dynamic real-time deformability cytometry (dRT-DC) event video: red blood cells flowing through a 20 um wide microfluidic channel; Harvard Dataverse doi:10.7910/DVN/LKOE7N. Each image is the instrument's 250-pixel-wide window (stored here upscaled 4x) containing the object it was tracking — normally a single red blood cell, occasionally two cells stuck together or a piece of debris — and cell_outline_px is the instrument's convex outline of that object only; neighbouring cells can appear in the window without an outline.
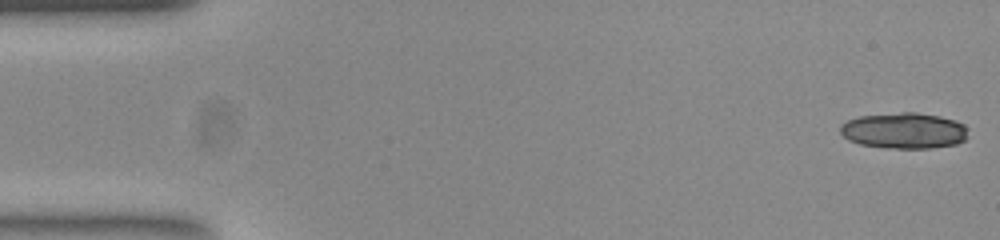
{"species": "common noctule bat (a hibernating species)", "species_latin": "Nyctalus noctula", "temperature_condition": "room temperature", "stored_images_in_passage": 21, "camera_frame_rate_fps": 3000, "um_per_image_px": 0.085, "animal": {"sex": "female", "body_mass_g": 23.0, "forearm_length_mm": 53.4}, "frame": {"image": 1, "passage_image": 1, "time_ms": 0.0, "image_size_px": [1000, 240], "cell_outline_px": [[968, 136], [964, 140], [956, 144], [932, 148], [892, 148], [860, 144], [848, 140], [840, 132], [840, 124], [848, 120], [860, 116], [900, 112], [916, 112], [940, 116], [956, 120], [964, 124], [968, 128]], "centroid_in_image_um": [76.88, 11.1], "position_along_channel_um": 8.1, "area_um2": 26.93}}
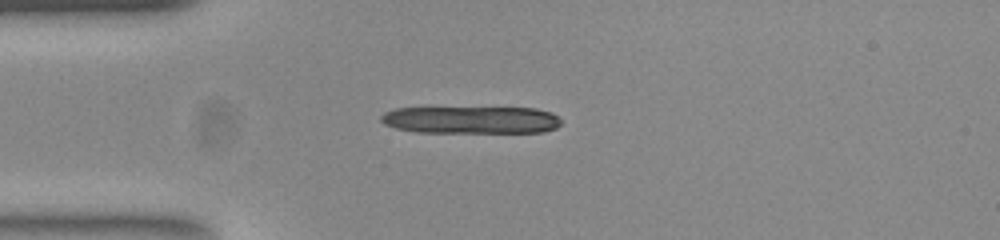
{"frame": {"image": 2, "passage_image": 13, "time_ms": 4.0, "image_size_px": [1000, 240], "cell_outline_px": [[560, 124], [556, 128], [540, 132], [416, 132], [396, 128], [384, 124], [380, 120], [380, 116], [384, 112], [396, 108], [536, 108], [552, 112], [560, 120]], "centroid_in_image_um": [40.02, 10.19], "position_along_channel_um": 45.0, "area_um2": 28.67}}